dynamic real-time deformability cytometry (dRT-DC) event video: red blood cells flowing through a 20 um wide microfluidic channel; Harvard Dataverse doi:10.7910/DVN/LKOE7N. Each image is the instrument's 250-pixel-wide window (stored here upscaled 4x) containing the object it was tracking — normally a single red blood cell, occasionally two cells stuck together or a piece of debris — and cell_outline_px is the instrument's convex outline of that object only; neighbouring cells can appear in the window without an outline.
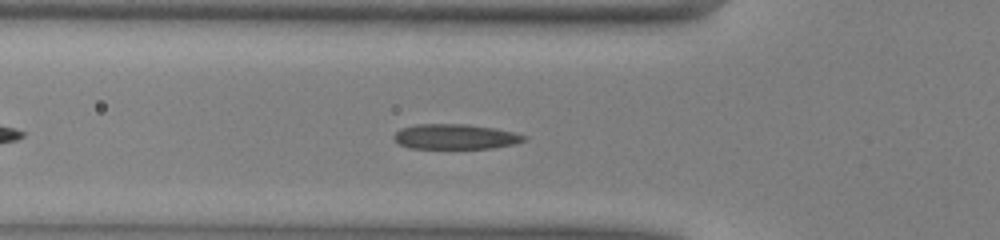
{"species": "common noctule bat (a hibernating species)", "species_latin": "Nyctalus noctula", "temperature_condition": "warm", "stored_images_in_passage": 35, "camera_frame_rate_fps": 3000, "um_per_image_px": 0.085, "animal": {"sex": "male", "body_mass_g": 13.0, "forearm_length_mm": 53.1}, "frame": {"image": 1, "passage_image": 8, "time_ms": 2.333, "image_size_px": [1000, 240], "cell_outline_px": [[528, 140], [516, 144], [492, 148], [408, 148], [400, 144], [392, 136], [400, 128], [416, 124], [468, 124], [496, 128], [528, 136]], "centroid_in_image_um": [38.74, 11.61], "position_along_channel_um": 87.1, "area_um2": 19.19}}
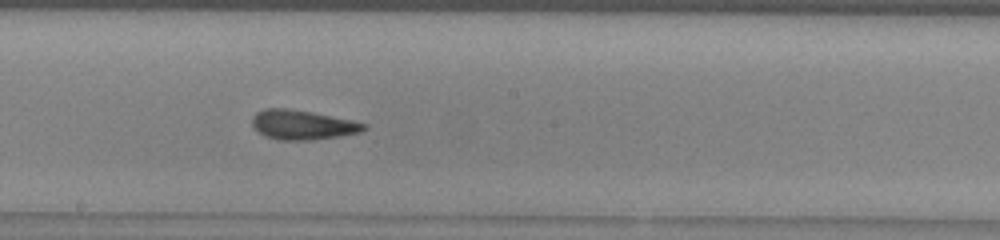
{"frame": {"image": 2, "passage_image": 18, "time_ms": 5.667, "image_size_px": [1000, 240], "cell_outline_px": [[368, 128], [360, 132], [340, 136], [312, 140], [280, 140], [264, 136], [252, 124], [252, 116], [256, 112], [264, 108], [288, 108], [312, 112], [352, 120], [368, 124]], "centroid_in_image_um": [25.72, 10.6], "position_along_channel_um": 222.5, "area_um2": 19.31}}
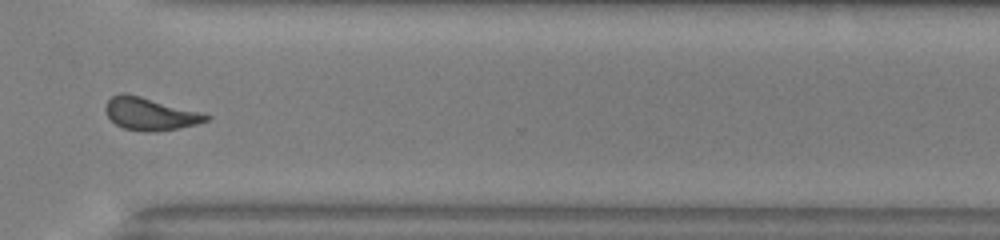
{"frame": {"image": 3, "passage_image": 28, "time_ms": 9.0, "image_size_px": [1000, 240], "cell_outline_px": [[212, 116], [208, 120], [196, 124], [180, 128], [156, 132], [144, 132], [124, 128], [116, 124], [108, 116], [104, 108], [108, 100], [112, 96], [120, 92], [124, 92], [204, 112]], "centroid_in_image_um": [12.79, 9.68], "position_along_channel_um": 357.8, "area_um2": 19.31}, "authors_computed_cell_mechanics": {"area_um2": 19.1896, "velocity_mm_per_s": 4.0597, "shape_relaxation_time_tau1_ms": 10.3215, "shape_relaxation_time_tau2_ms": 1.9395, "deformation_change_tau1": 0.2623, "deformation_change_tau2": 0.1072}}